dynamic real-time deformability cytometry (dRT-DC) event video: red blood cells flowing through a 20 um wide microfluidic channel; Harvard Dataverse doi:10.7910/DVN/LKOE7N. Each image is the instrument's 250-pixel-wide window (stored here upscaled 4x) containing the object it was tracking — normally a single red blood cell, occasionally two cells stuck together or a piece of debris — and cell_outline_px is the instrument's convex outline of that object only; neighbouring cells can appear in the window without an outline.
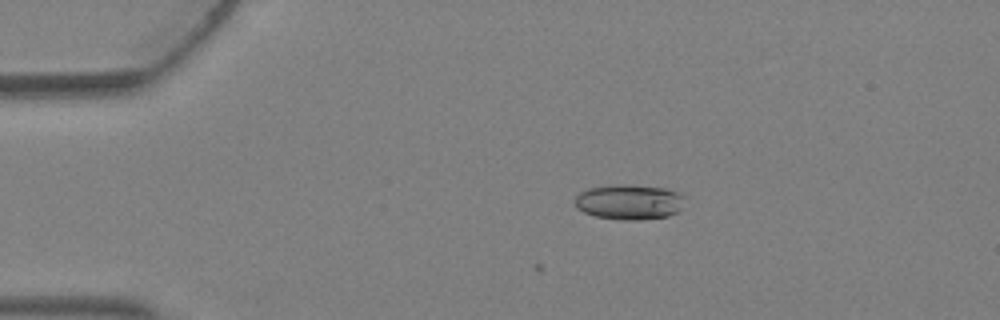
{"species": "Egyptian fruit bat (a non-hibernating species)", "species_latin": "Rousettus aegyptiacus", "temperature_condition": "warm", "stored_images_in_passage": 3, "camera_frame_rate_fps": 3000, "um_per_image_px": 0.085, "animal": {"sex": "female"}, "frame": {"image": 1, "passage_image": 1, "time_ms": 0.0, "image_size_px": [1000, 320], "cell_outline_px": [[688, 196], [680, 212], [668, 216], [640, 220], [624, 220], [596, 216], [584, 212], [576, 208], [572, 200], [580, 192], [588, 188], [624, 184], [664, 188], [680, 192]], "centroid_in_image_um": [53.54, 17.17], "position_along_channel_um": 31.5, "area_um2": 22.95}}